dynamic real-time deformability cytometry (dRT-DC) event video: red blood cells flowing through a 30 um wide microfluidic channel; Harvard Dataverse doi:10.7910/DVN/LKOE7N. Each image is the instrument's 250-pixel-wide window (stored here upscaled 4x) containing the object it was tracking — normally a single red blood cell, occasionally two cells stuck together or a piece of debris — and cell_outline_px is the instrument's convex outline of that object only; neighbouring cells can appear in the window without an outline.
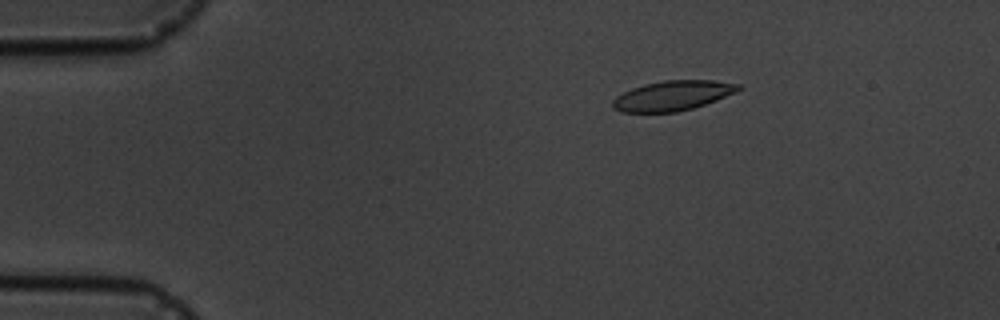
{"species": "common noctule bat (a hibernating species)", "species_latin": "Nyctalus noctula", "temperature_condition": "cold", "stored_images_in_passage": 3, "camera_frame_rate_fps": 3000, "um_per_image_px": 0.085, "animal": {"sex": "male", "body_mass_g": 19.5, "forearm_length_mm": 54.6}, "frame": {"image": 1, "passage_image": 1, "time_ms": 0.0, "image_size_px": [1000, 320], "cell_outline_px": [[744, 88], [736, 92], [716, 100], [692, 108], [676, 112], [620, 112], [612, 108], [612, 100], [616, 96], [632, 88], [644, 84], [664, 80], [712, 80], [740, 84]], "centroid_in_image_um": [57.17, 8.12], "position_along_channel_um": 27.8, "area_um2": 21.91}}